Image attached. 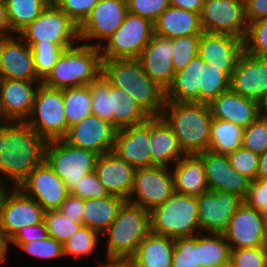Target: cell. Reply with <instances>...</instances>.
Returning <instances> with one entry per match:
<instances>
[{"mask_svg":"<svg viewBox=\"0 0 267 267\" xmlns=\"http://www.w3.org/2000/svg\"><path fill=\"white\" fill-rule=\"evenodd\" d=\"M47 140L26 121L0 124V172L18 187L45 161Z\"/></svg>","mask_w":267,"mask_h":267,"instance_id":"1","label":"cell"},{"mask_svg":"<svg viewBox=\"0 0 267 267\" xmlns=\"http://www.w3.org/2000/svg\"><path fill=\"white\" fill-rule=\"evenodd\" d=\"M102 76L133 97L150 117L161 116L166 90L145 73L138 59L102 60Z\"/></svg>","mask_w":267,"mask_h":267,"instance_id":"2","label":"cell"},{"mask_svg":"<svg viewBox=\"0 0 267 267\" xmlns=\"http://www.w3.org/2000/svg\"><path fill=\"white\" fill-rule=\"evenodd\" d=\"M161 117L174 131L185 155L208 150L213 119L208 104L166 101Z\"/></svg>","mask_w":267,"mask_h":267,"instance_id":"3","label":"cell"},{"mask_svg":"<svg viewBox=\"0 0 267 267\" xmlns=\"http://www.w3.org/2000/svg\"><path fill=\"white\" fill-rule=\"evenodd\" d=\"M100 44H83L64 49L41 83L64 89L90 85L102 75Z\"/></svg>","mask_w":267,"mask_h":267,"instance_id":"4","label":"cell"},{"mask_svg":"<svg viewBox=\"0 0 267 267\" xmlns=\"http://www.w3.org/2000/svg\"><path fill=\"white\" fill-rule=\"evenodd\" d=\"M105 232L109 235L106 257H132L151 232L150 211L125 201Z\"/></svg>","mask_w":267,"mask_h":267,"instance_id":"5","label":"cell"},{"mask_svg":"<svg viewBox=\"0 0 267 267\" xmlns=\"http://www.w3.org/2000/svg\"><path fill=\"white\" fill-rule=\"evenodd\" d=\"M150 223L151 232L173 239L200 234L197 197L174 192L150 212Z\"/></svg>","mask_w":267,"mask_h":267,"instance_id":"6","label":"cell"},{"mask_svg":"<svg viewBox=\"0 0 267 267\" xmlns=\"http://www.w3.org/2000/svg\"><path fill=\"white\" fill-rule=\"evenodd\" d=\"M24 43L36 45L50 42L63 50L80 42L79 26L73 22L54 2H50L42 13L19 33Z\"/></svg>","mask_w":267,"mask_h":267,"instance_id":"7","label":"cell"},{"mask_svg":"<svg viewBox=\"0 0 267 267\" xmlns=\"http://www.w3.org/2000/svg\"><path fill=\"white\" fill-rule=\"evenodd\" d=\"M98 154L74 147L64 139L50 140L45 150V161L65 182L69 192L86 174L94 171Z\"/></svg>","mask_w":267,"mask_h":267,"instance_id":"8","label":"cell"},{"mask_svg":"<svg viewBox=\"0 0 267 267\" xmlns=\"http://www.w3.org/2000/svg\"><path fill=\"white\" fill-rule=\"evenodd\" d=\"M37 85L33 109L26 122L47 141L63 139L69 128L62 89L49 88L42 83Z\"/></svg>","mask_w":267,"mask_h":267,"instance_id":"9","label":"cell"},{"mask_svg":"<svg viewBox=\"0 0 267 267\" xmlns=\"http://www.w3.org/2000/svg\"><path fill=\"white\" fill-rule=\"evenodd\" d=\"M154 35L153 22L139 15L127 13L122 25L100 47L102 60L138 59Z\"/></svg>","mask_w":267,"mask_h":267,"instance_id":"10","label":"cell"},{"mask_svg":"<svg viewBox=\"0 0 267 267\" xmlns=\"http://www.w3.org/2000/svg\"><path fill=\"white\" fill-rule=\"evenodd\" d=\"M0 189V230L9 241L18 230L44 220V209L20 188ZM12 191V192H11Z\"/></svg>","mask_w":267,"mask_h":267,"instance_id":"11","label":"cell"},{"mask_svg":"<svg viewBox=\"0 0 267 267\" xmlns=\"http://www.w3.org/2000/svg\"><path fill=\"white\" fill-rule=\"evenodd\" d=\"M175 192L173 173L166 166L136 169L127 202L152 211ZM135 198V199H134Z\"/></svg>","mask_w":267,"mask_h":267,"instance_id":"12","label":"cell"},{"mask_svg":"<svg viewBox=\"0 0 267 267\" xmlns=\"http://www.w3.org/2000/svg\"><path fill=\"white\" fill-rule=\"evenodd\" d=\"M199 15L203 32L230 34L242 39L246 35L244 0H204Z\"/></svg>","mask_w":267,"mask_h":267,"instance_id":"13","label":"cell"},{"mask_svg":"<svg viewBox=\"0 0 267 267\" xmlns=\"http://www.w3.org/2000/svg\"><path fill=\"white\" fill-rule=\"evenodd\" d=\"M200 233L222 234L230 218L243 204V198L226 191H207L197 197Z\"/></svg>","mask_w":267,"mask_h":267,"instance_id":"14","label":"cell"},{"mask_svg":"<svg viewBox=\"0 0 267 267\" xmlns=\"http://www.w3.org/2000/svg\"><path fill=\"white\" fill-rule=\"evenodd\" d=\"M18 188L33 198L44 211L58 210L70 194L65 182L46 161L36 166Z\"/></svg>","mask_w":267,"mask_h":267,"instance_id":"15","label":"cell"},{"mask_svg":"<svg viewBox=\"0 0 267 267\" xmlns=\"http://www.w3.org/2000/svg\"><path fill=\"white\" fill-rule=\"evenodd\" d=\"M127 13V0H99L79 26L80 40L106 41L122 25Z\"/></svg>","mask_w":267,"mask_h":267,"instance_id":"16","label":"cell"},{"mask_svg":"<svg viewBox=\"0 0 267 267\" xmlns=\"http://www.w3.org/2000/svg\"><path fill=\"white\" fill-rule=\"evenodd\" d=\"M116 131L110 122L90 115L69 127L63 139L74 147L101 155L113 150Z\"/></svg>","mask_w":267,"mask_h":267,"instance_id":"17","label":"cell"},{"mask_svg":"<svg viewBox=\"0 0 267 267\" xmlns=\"http://www.w3.org/2000/svg\"><path fill=\"white\" fill-rule=\"evenodd\" d=\"M230 90L258 102L267 91V57L243 51L230 76Z\"/></svg>","mask_w":267,"mask_h":267,"instance_id":"18","label":"cell"},{"mask_svg":"<svg viewBox=\"0 0 267 267\" xmlns=\"http://www.w3.org/2000/svg\"><path fill=\"white\" fill-rule=\"evenodd\" d=\"M149 137L150 118L117 130L112 152L135 169L154 167L156 165L151 159Z\"/></svg>","mask_w":267,"mask_h":267,"instance_id":"19","label":"cell"},{"mask_svg":"<svg viewBox=\"0 0 267 267\" xmlns=\"http://www.w3.org/2000/svg\"><path fill=\"white\" fill-rule=\"evenodd\" d=\"M203 162L209 191H226L245 198L250 180L230 166L227 155L210 150L197 155Z\"/></svg>","mask_w":267,"mask_h":267,"instance_id":"20","label":"cell"},{"mask_svg":"<svg viewBox=\"0 0 267 267\" xmlns=\"http://www.w3.org/2000/svg\"><path fill=\"white\" fill-rule=\"evenodd\" d=\"M13 35L0 37V78L25 81L42 80L37 76L31 47Z\"/></svg>","mask_w":267,"mask_h":267,"instance_id":"21","label":"cell"},{"mask_svg":"<svg viewBox=\"0 0 267 267\" xmlns=\"http://www.w3.org/2000/svg\"><path fill=\"white\" fill-rule=\"evenodd\" d=\"M231 249L264 246L262 212L248 207L244 202L230 218L222 233Z\"/></svg>","mask_w":267,"mask_h":267,"instance_id":"22","label":"cell"},{"mask_svg":"<svg viewBox=\"0 0 267 267\" xmlns=\"http://www.w3.org/2000/svg\"><path fill=\"white\" fill-rule=\"evenodd\" d=\"M35 81L0 78L1 121H26L33 109L38 86Z\"/></svg>","mask_w":267,"mask_h":267,"instance_id":"23","label":"cell"},{"mask_svg":"<svg viewBox=\"0 0 267 267\" xmlns=\"http://www.w3.org/2000/svg\"><path fill=\"white\" fill-rule=\"evenodd\" d=\"M243 51V39L230 34L203 32L198 45L202 60L215 67H223L229 77Z\"/></svg>","mask_w":267,"mask_h":267,"instance_id":"24","label":"cell"},{"mask_svg":"<svg viewBox=\"0 0 267 267\" xmlns=\"http://www.w3.org/2000/svg\"><path fill=\"white\" fill-rule=\"evenodd\" d=\"M172 52L173 39L154 34L138 58L145 73L165 90L172 84L176 73Z\"/></svg>","mask_w":267,"mask_h":267,"instance_id":"25","label":"cell"},{"mask_svg":"<svg viewBox=\"0 0 267 267\" xmlns=\"http://www.w3.org/2000/svg\"><path fill=\"white\" fill-rule=\"evenodd\" d=\"M94 171L110 195L119 196L127 201L136 171L132 165L110 151L98 155Z\"/></svg>","mask_w":267,"mask_h":267,"instance_id":"26","label":"cell"},{"mask_svg":"<svg viewBox=\"0 0 267 267\" xmlns=\"http://www.w3.org/2000/svg\"><path fill=\"white\" fill-rule=\"evenodd\" d=\"M213 118L229 121L246 128L259 116L258 102L230 89L209 104Z\"/></svg>","mask_w":267,"mask_h":267,"instance_id":"27","label":"cell"},{"mask_svg":"<svg viewBox=\"0 0 267 267\" xmlns=\"http://www.w3.org/2000/svg\"><path fill=\"white\" fill-rule=\"evenodd\" d=\"M149 150L152 162L156 166H166L170 162L175 164L185 154L181 150L174 131L161 117H150Z\"/></svg>","mask_w":267,"mask_h":267,"instance_id":"28","label":"cell"},{"mask_svg":"<svg viewBox=\"0 0 267 267\" xmlns=\"http://www.w3.org/2000/svg\"><path fill=\"white\" fill-rule=\"evenodd\" d=\"M153 25L154 34L170 39L203 33L199 13L173 6L164 10Z\"/></svg>","mask_w":267,"mask_h":267,"instance_id":"29","label":"cell"},{"mask_svg":"<svg viewBox=\"0 0 267 267\" xmlns=\"http://www.w3.org/2000/svg\"><path fill=\"white\" fill-rule=\"evenodd\" d=\"M172 173L177 193L199 197L209 191L204 165L197 155L183 156Z\"/></svg>","mask_w":267,"mask_h":267,"instance_id":"30","label":"cell"},{"mask_svg":"<svg viewBox=\"0 0 267 267\" xmlns=\"http://www.w3.org/2000/svg\"><path fill=\"white\" fill-rule=\"evenodd\" d=\"M174 239L150 232L132 256L135 267H171Z\"/></svg>","mask_w":267,"mask_h":267,"instance_id":"31","label":"cell"},{"mask_svg":"<svg viewBox=\"0 0 267 267\" xmlns=\"http://www.w3.org/2000/svg\"><path fill=\"white\" fill-rule=\"evenodd\" d=\"M125 201L110 194L104 198L84 199L83 226L104 233Z\"/></svg>","mask_w":267,"mask_h":267,"instance_id":"32","label":"cell"},{"mask_svg":"<svg viewBox=\"0 0 267 267\" xmlns=\"http://www.w3.org/2000/svg\"><path fill=\"white\" fill-rule=\"evenodd\" d=\"M199 84L200 55L197 53L183 70L175 73L166 90V101L198 103Z\"/></svg>","mask_w":267,"mask_h":267,"instance_id":"33","label":"cell"},{"mask_svg":"<svg viewBox=\"0 0 267 267\" xmlns=\"http://www.w3.org/2000/svg\"><path fill=\"white\" fill-rule=\"evenodd\" d=\"M110 104L113 126L119 130L145 122L150 116L126 92L110 85Z\"/></svg>","mask_w":267,"mask_h":267,"instance_id":"34","label":"cell"},{"mask_svg":"<svg viewBox=\"0 0 267 267\" xmlns=\"http://www.w3.org/2000/svg\"><path fill=\"white\" fill-rule=\"evenodd\" d=\"M197 235V262L201 267H230L231 248L223 234Z\"/></svg>","mask_w":267,"mask_h":267,"instance_id":"35","label":"cell"},{"mask_svg":"<svg viewBox=\"0 0 267 267\" xmlns=\"http://www.w3.org/2000/svg\"><path fill=\"white\" fill-rule=\"evenodd\" d=\"M244 128L235 123L213 118L208 150L228 155L241 147Z\"/></svg>","mask_w":267,"mask_h":267,"instance_id":"36","label":"cell"},{"mask_svg":"<svg viewBox=\"0 0 267 267\" xmlns=\"http://www.w3.org/2000/svg\"><path fill=\"white\" fill-rule=\"evenodd\" d=\"M230 89V77L223 67H215L205 63L200 56V84L198 103L210 104L221 93Z\"/></svg>","mask_w":267,"mask_h":267,"instance_id":"37","label":"cell"},{"mask_svg":"<svg viewBox=\"0 0 267 267\" xmlns=\"http://www.w3.org/2000/svg\"><path fill=\"white\" fill-rule=\"evenodd\" d=\"M12 32L19 33L36 19L51 0H4Z\"/></svg>","mask_w":267,"mask_h":267,"instance_id":"38","label":"cell"},{"mask_svg":"<svg viewBox=\"0 0 267 267\" xmlns=\"http://www.w3.org/2000/svg\"><path fill=\"white\" fill-rule=\"evenodd\" d=\"M68 128L92 115L90 85L62 89Z\"/></svg>","mask_w":267,"mask_h":267,"instance_id":"39","label":"cell"},{"mask_svg":"<svg viewBox=\"0 0 267 267\" xmlns=\"http://www.w3.org/2000/svg\"><path fill=\"white\" fill-rule=\"evenodd\" d=\"M98 232L82 226L75 234L63 243V253L78 257L90 255L98 245Z\"/></svg>","mask_w":267,"mask_h":267,"instance_id":"40","label":"cell"},{"mask_svg":"<svg viewBox=\"0 0 267 267\" xmlns=\"http://www.w3.org/2000/svg\"><path fill=\"white\" fill-rule=\"evenodd\" d=\"M44 222L48 236L58 240L62 244L83 226V223L69 220L59 210L45 211Z\"/></svg>","mask_w":267,"mask_h":267,"instance_id":"41","label":"cell"},{"mask_svg":"<svg viewBox=\"0 0 267 267\" xmlns=\"http://www.w3.org/2000/svg\"><path fill=\"white\" fill-rule=\"evenodd\" d=\"M92 115L98 116L113 125V112L110 104V85L101 75L90 84Z\"/></svg>","mask_w":267,"mask_h":267,"instance_id":"42","label":"cell"},{"mask_svg":"<svg viewBox=\"0 0 267 267\" xmlns=\"http://www.w3.org/2000/svg\"><path fill=\"white\" fill-rule=\"evenodd\" d=\"M29 46L32 49L37 76L43 80L56 64L57 58L62 53L63 49L56 44L46 41Z\"/></svg>","mask_w":267,"mask_h":267,"instance_id":"43","label":"cell"},{"mask_svg":"<svg viewBox=\"0 0 267 267\" xmlns=\"http://www.w3.org/2000/svg\"><path fill=\"white\" fill-rule=\"evenodd\" d=\"M201 34L181 36L173 39L172 60L175 72L183 70L198 53Z\"/></svg>","mask_w":267,"mask_h":267,"instance_id":"44","label":"cell"},{"mask_svg":"<svg viewBox=\"0 0 267 267\" xmlns=\"http://www.w3.org/2000/svg\"><path fill=\"white\" fill-rule=\"evenodd\" d=\"M243 47L250 55L267 57V19L248 24Z\"/></svg>","mask_w":267,"mask_h":267,"instance_id":"45","label":"cell"},{"mask_svg":"<svg viewBox=\"0 0 267 267\" xmlns=\"http://www.w3.org/2000/svg\"><path fill=\"white\" fill-rule=\"evenodd\" d=\"M241 147L260 155L267 150V118H258L243 132Z\"/></svg>","mask_w":267,"mask_h":267,"instance_id":"46","label":"cell"},{"mask_svg":"<svg viewBox=\"0 0 267 267\" xmlns=\"http://www.w3.org/2000/svg\"><path fill=\"white\" fill-rule=\"evenodd\" d=\"M197 235L174 239L171 267H198Z\"/></svg>","mask_w":267,"mask_h":267,"instance_id":"47","label":"cell"},{"mask_svg":"<svg viewBox=\"0 0 267 267\" xmlns=\"http://www.w3.org/2000/svg\"><path fill=\"white\" fill-rule=\"evenodd\" d=\"M230 166L251 182L257 179L259 155L242 147L227 155Z\"/></svg>","mask_w":267,"mask_h":267,"instance_id":"48","label":"cell"},{"mask_svg":"<svg viewBox=\"0 0 267 267\" xmlns=\"http://www.w3.org/2000/svg\"><path fill=\"white\" fill-rule=\"evenodd\" d=\"M230 267H267V247L231 249Z\"/></svg>","mask_w":267,"mask_h":267,"instance_id":"49","label":"cell"},{"mask_svg":"<svg viewBox=\"0 0 267 267\" xmlns=\"http://www.w3.org/2000/svg\"><path fill=\"white\" fill-rule=\"evenodd\" d=\"M18 247L28 254L41 259L64 256L63 244L50 236L44 239L22 243Z\"/></svg>","mask_w":267,"mask_h":267,"instance_id":"50","label":"cell"},{"mask_svg":"<svg viewBox=\"0 0 267 267\" xmlns=\"http://www.w3.org/2000/svg\"><path fill=\"white\" fill-rule=\"evenodd\" d=\"M70 194L81 199L104 198L109 195L103 184L98 180L95 171L86 174Z\"/></svg>","mask_w":267,"mask_h":267,"instance_id":"51","label":"cell"},{"mask_svg":"<svg viewBox=\"0 0 267 267\" xmlns=\"http://www.w3.org/2000/svg\"><path fill=\"white\" fill-rule=\"evenodd\" d=\"M99 0H54L53 2L78 26L88 17Z\"/></svg>","mask_w":267,"mask_h":267,"instance_id":"52","label":"cell"},{"mask_svg":"<svg viewBox=\"0 0 267 267\" xmlns=\"http://www.w3.org/2000/svg\"><path fill=\"white\" fill-rule=\"evenodd\" d=\"M169 0H127L128 12L154 22L169 7Z\"/></svg>","mask_w":267,"mask_h":267,"instance_id":"53","label":"cell"},{"mask_svg":"<svg viewBox=\"0 0 267 267\" xmlns=\"http://www.w3.org/2000/svg\"><path fill=\"white\" fill-rule=\"evenodd\" d=\"M243 202L258 212L267 211V178L256 179L250 182Z\"/></svg>","mask_w":267,"mask_h":267,"instance_id":"54","label":"cell"},{"mask_svg":"<svg viewBox=\"0 0 267 267\" xmlns=\"http://www.w3.org/2000/svg\"><path fill=\"white\" fill-rule=\"evenodd\" d=\"M47 236L48 231L43 220L36 225L21 228L8 242L18 247L22 243L44 239Z\"/></svg>","mask_w":267,"mask_h":267,"instance_id":"55","label":"cell"},{"mask_svg":"<svg viewBox=\"0 0 267 267\" xmlns=\"http://www.w3.org/2000/svg\"><path fill=\"white\" fill-rule=\"evenodd\" d=\"M83 207L84 199L69 194L59 207V211L63 213L69 220L77 223H83Z\"/></svg>","mask_w":267,"mask_h":267,"instance_id":"56","label":"cell"},{"mask_svg":"<svg viewBox=\"0 0 267 267\" xmlns=\"http://www.w3.org/2000/svg\"><path fill=\"white\" fill-rule=\"evenodd\" d=\"M247 23L267 19V0H244Z\"/></svg>","mask_w":267,"mask_h":267,"instance_id":"57","label":"cell"},{"mask_svg":"<svg viewBox=\"0 0 267 267\" xmlns=\"http://www.w3.org/2000/svg\"><path fill=\"white\" fill-rule=\"evenodd\" d=\"M203 1L204 0H169V5L200 14Z\"/></svg>","mask_w":267,"mask_h":267,"instance_id":"58","label":"cell"},{"mask_svg":"<svg viewBox=\"0 0 267 267\" xmlns=\"http://www.w3.org/2000/svg\"><path fill=\"white\" fill-rule=\"evenodd\" d=\"M106 263H99V267H135L132 257H107Z\"/></svg>","mask_w":267,"mask_h":267,"instance_id":"59","label":"cell"},{"mask_svg":"<svg viewBox=\"0 0 267 267\" xmlns=\"http://www.w3.org/2000/svg\"><path fill=\"white\" fill-rule=\"evenodd\" d=\"M9 32L11 33L12 31L7 17L5 2L0 0V37L9 36Z\"/></svg>","mask_w":267,"mask_h":267,"instance_id":"60","label":"cell"},{"mask_svg":"<svg viewBox=\"0 0 267 267\" xmlns=\"http://www.w3.org/2000/svg\"><path fill=\"white\" fill-rule=\"evenodd\" d=\"M267 178V150L259 155V170L257 179Z\"/></svg>","mask_w":267,"mask_h":267,"instance_id":"61","label":"cell"},{"mask_svg":"<svg viewBox=\"0 0 267 267\" xmlns=\"http://www.w3.org/2000/svg\"><path fill=\"white\" fill-rule=\"evenodd\" d=\"M9 244L10 243L4 237L2 231L0 230V261H5Z\"/></svg>","mask_w":267,"mask_h":267,"instance_id":"62","label":"cell"},{"mask_svg":"<svg viewBox=\"0 0 267 267\" xmlns=\"http://www.w3.org/2000/svg\"><path fill=\"white\" fill-rule=\"evenodd\" d=\"M259 116L267 118V91L258 101Z\"/></svg>","mask_w":267,"mask_h":267,"instance_id":"63","label":"cell"},{"mask_svg":"<svg viewBox=\"0 0 267 267\" xmlns=\"http://www.w3.org/2000/svg\"><path fill=\"white\" fill-rule=\"evenodd\" d=\"M263 216V229H264V243L267 247V211L262 212Z\"/></svg>","mask_w":267,"mask_h":267,"instance_id":"64","label":"cell"},{"mask_svg":"<svg viewBox=\"0 0 267 267\" xmlns=\"http://www.w3.org/2000/svg\"><path fill=\"white\" fill-rule=\"evenodd\" d=\"M0 180H2L1 178H0ZM4 182H2V181H0V189L2 188V187H4V185H5V183L3 184ZM3 184V185H2Z\"/></svg>","mask_w":267,"mask_h":267,"instance_id":"65","label":"cell"}]
</instances>
